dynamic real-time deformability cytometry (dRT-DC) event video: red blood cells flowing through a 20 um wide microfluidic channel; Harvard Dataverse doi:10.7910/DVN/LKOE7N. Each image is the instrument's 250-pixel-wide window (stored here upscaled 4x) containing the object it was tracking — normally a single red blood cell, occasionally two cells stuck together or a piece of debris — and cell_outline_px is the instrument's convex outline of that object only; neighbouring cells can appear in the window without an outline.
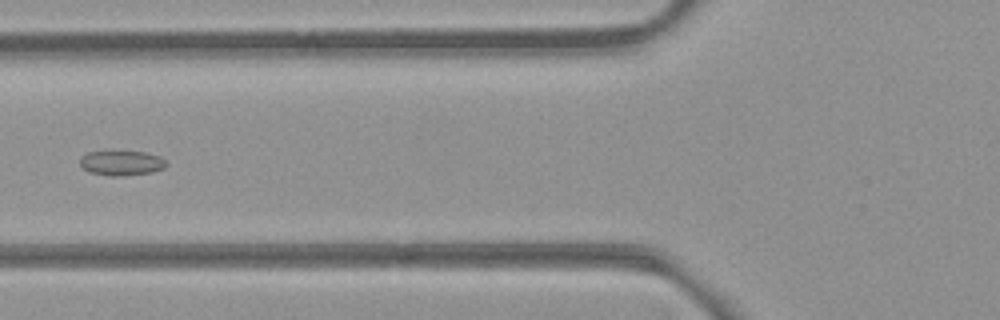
{"species": "common noctule bat (a hibernating species)", "species_latin": "Nyctalus noctula", "temperature_condition": "room temperature", "stored_images_in_passage": 6, "camera_frame_rate_fps": 3000, "um_per_image_px": 0.085, "animal": {"sex": "female", "body_mass_g": 21.9}, "frame": {"image": 1, "passage_image": 6, "time_ms": 1.667, "image_size_px": [1000, 320], "cell_outline_px": [[168, 164], [164, 168], [152, 172], [124, 176], [108, 176], [88, 172], [80, 164], [80, 156], [88, 152], [112, 148], [144, 152], [160, 156]], "centroid_in_image_um": [10.29, 13.8], "position_along_channel_um": 115.5, "area_um2": 13.29}}